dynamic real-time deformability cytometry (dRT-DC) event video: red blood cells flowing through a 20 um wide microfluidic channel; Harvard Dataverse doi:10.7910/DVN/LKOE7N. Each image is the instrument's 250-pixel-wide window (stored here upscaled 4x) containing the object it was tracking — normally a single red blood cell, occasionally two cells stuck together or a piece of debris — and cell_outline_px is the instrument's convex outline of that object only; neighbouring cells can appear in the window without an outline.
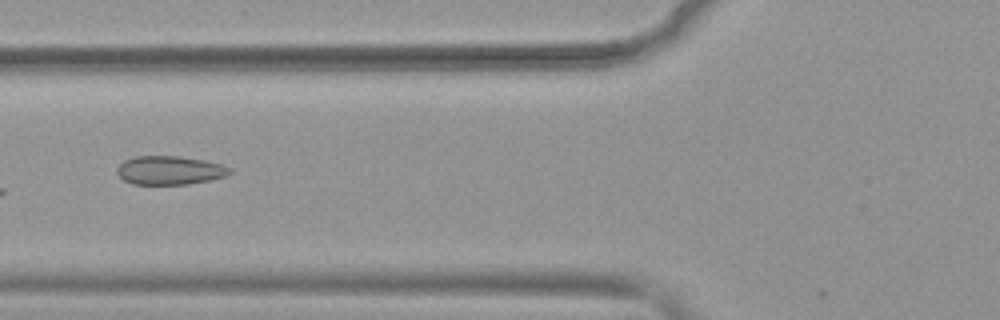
{"species": "common noctule bat (a hibernating species)", "species_latin": "Nyctalus noctula", "temperature_condition": "warm", "stored_images_in_passage": 29, "camera_frame_rate_fps": 3000, "um_per_image_px": 0.085, "animal": {"sex": "female", "body_mass_g": 19.9}, "frame": {"image": 1, "passage_image": 5, "time_ms": 1.333, "image_size_px": [1000, 320], "cell_outline_px": [[232, 172], [224, 176], [208, 180], [188, 184], [132, 184], [124, 180], [116, 172], [116, 168], [124, 160], [136, 156], [180, 156], [204, 160], [220, 164], [232, 168]], "centroid_in_image_um": [14.41, 14.47], "position_along_channel_um": 111.4, "area_um2": 18.79}}
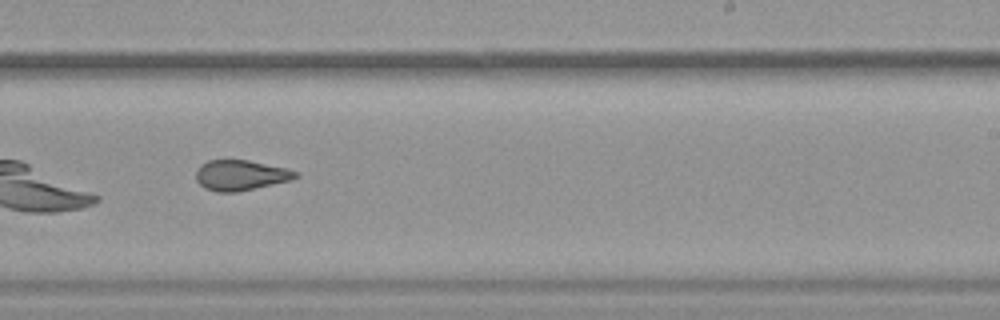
{"frame": {"image": 2, "passage_image": 17, "time_ms": 5.333, "image_size_px": [1000, 320], "cell_outline_px": [[300, 176], [292, 180], [236, 192], [216, 192], [204, 188], [196, 180], [196, 168], [200, 164], [208, 160], [248, 160], [288, 168], [300, 172]], "centroid_in_image_um": [20.47, 14.89], "position_along_channel_um": 268.5, "area_um2": 17.86}, "authors_computed_cell_mechanics": {"area_um2": 18.3226, "velocity_mm_per_s": 3.9463, "shape_relaxation_time_tau1_ms": null, "shape_relaxation_time_tau2_ms": 2.1152, "deformation_change_tau1": null, "deformation_change_tau2": 0.0732}}